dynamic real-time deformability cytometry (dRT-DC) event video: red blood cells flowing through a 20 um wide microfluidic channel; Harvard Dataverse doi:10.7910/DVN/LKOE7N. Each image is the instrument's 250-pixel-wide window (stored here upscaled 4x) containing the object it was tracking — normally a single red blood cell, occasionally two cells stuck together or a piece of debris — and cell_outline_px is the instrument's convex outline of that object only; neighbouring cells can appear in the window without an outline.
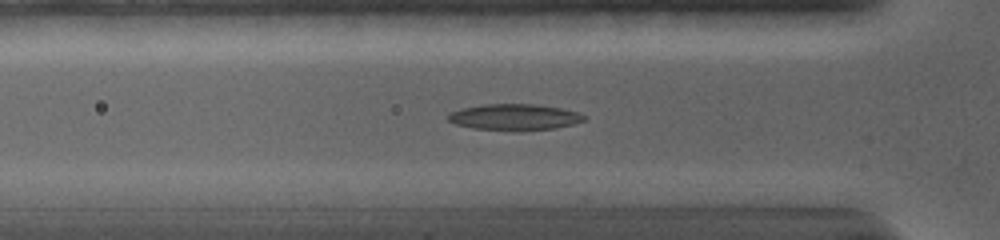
{"species": "common noctule bat (a hibernating species)", "species_latin": "Nyctalus noctula", "temperature_condition": "warm", "stored_images_in_passage": 61, "segment_of_instrument_passage": [1, 2], "camera_frame_rate_fps": 5000, "um_per_image_px": 0.085, "animal": {"sex": "female", "body_mass_g": 19.0, "forearm_length_mm": 56.7}, "frame": {"image": 1, "passage_image": 13, "time_ms": 4.2, "image_size_px": [1000, 240], "cell_outline_px": [[584, 120], [572, 124], [556, 128], [512, 132], [472, 128], [456, 124], [448, 120], [448, 116], [452, 112], [460, 108], [484, 104], [532, 104], [560, 108], [576, 112], [584, 116]], "centroid_in_image_um": [43.68, 9.97], "position_along_channel_um": 82.1, "area_um2": 20.81}}
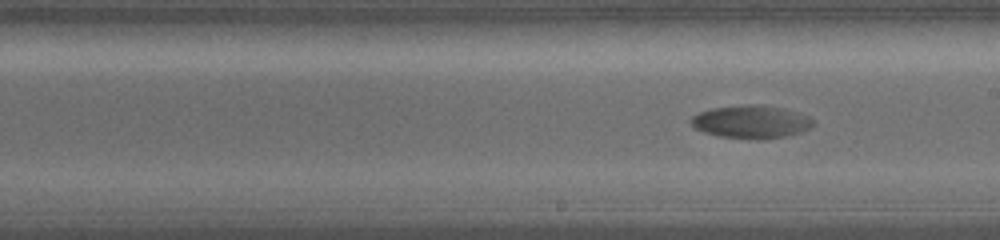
{"frame": {"image": 2, "passage_image": 27, "time_ms": 8.4, "image_size_px": [1000, 240], "cell_outline_px": [[816, 124], [812, 128], [800, 132], [784, 136], [764, 140], [756, 140], [720, 136], [704, 132], [696, 128], [692, 124], [692, 116], [700, 112], [716, 108], [748, 104], [776, 108], [796, 112], [808, 116], [816, 120]], "centroid_in_image_um": [63.9, 10.38], "position_along_channel_um": 225.1, "area_um2": 23.12}}
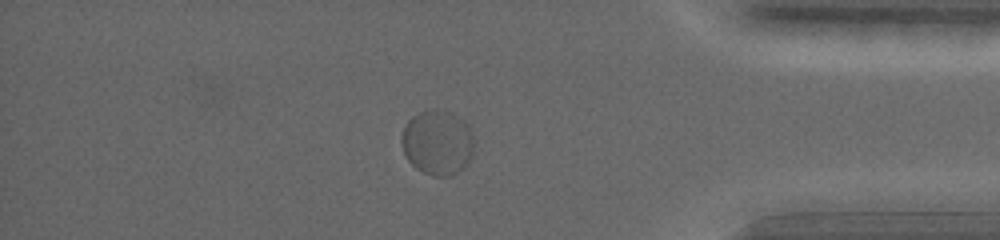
{"frame": {"image": 3, "passage_image": 47, "time_ms": 14.2, "image_size_px": [1000, 240], "cell_outline_px": [[472, 156], [468, 164], [464, 168], [452, 176], [432, 176], [416, 168], [408, 160], [400, 144], [400, 136], [404, 124], [412, 116], [420, 112], [432, 108], [440, 108], [456, 112], [464, 120], [472, 136]], "centroid_in_image_um": [37.16, 12.08], "position_along_channel_um": 398.0, "area_um2": 28.03}}